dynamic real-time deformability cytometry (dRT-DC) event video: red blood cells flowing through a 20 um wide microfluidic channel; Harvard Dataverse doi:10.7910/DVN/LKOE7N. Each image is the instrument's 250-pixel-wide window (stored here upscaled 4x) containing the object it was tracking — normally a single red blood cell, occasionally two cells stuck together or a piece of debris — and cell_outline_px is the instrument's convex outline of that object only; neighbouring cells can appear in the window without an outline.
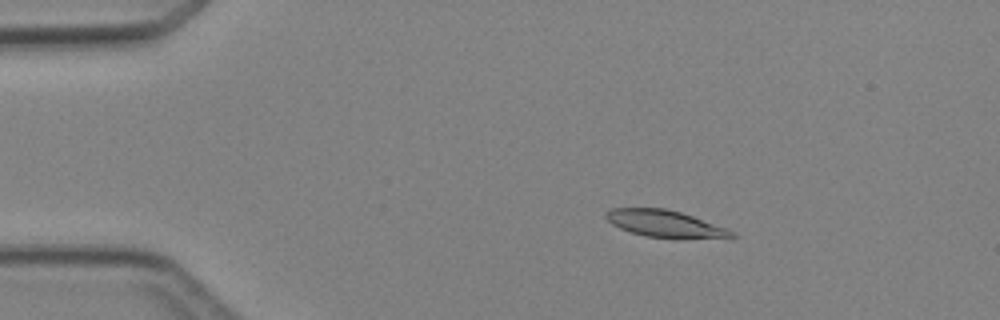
{"species": "Egyptian fruit bat (a non-hibernating species)", "species_latin": "Rousettus aegyptiacus", "temperature_condition": "cold", "stored_images_in_passage": 5, "camera_frame_rate_fps": 3000, "um_per_image_px": 0.085, "animal": {"sex": "female"}, "frame": {"image": 1, "passage_image": 3, "time_ms": 2.333, "image_size_px": [1000, 320], "cell_outline_px": [[736, 236], [680, 240], [676, 240], [644, 236], [620, 228], [612, 224], [604, 216], [604, 212], [612, 208], [664, 208], [680, 212], [728, 228], [736, 232]], "centroid_in_image_um": [56.54, 19.04], "position_along_channel_um": 28.5, "area_um2": 20.11}}